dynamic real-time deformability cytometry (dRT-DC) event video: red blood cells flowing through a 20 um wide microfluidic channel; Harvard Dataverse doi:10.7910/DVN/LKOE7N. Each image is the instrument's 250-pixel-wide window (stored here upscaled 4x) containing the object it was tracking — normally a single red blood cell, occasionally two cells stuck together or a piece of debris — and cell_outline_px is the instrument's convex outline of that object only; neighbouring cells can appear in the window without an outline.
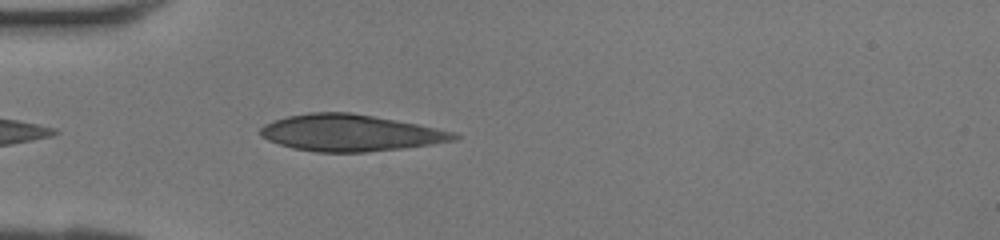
{"species": "human", "species_latin": "Homo sapiens", "temperature_condition": "room temperature", "stored_images_in_passage": 30, "camera_frame_rate_fps": 3000, "um_per_image_px": 0.085, "donor": {"sex": "female"}, "frame": {"image": 1, "passage_image": 3, "time_ms": 0.667, "image_size_px": [1000, 240], "cell_outline_px": [[460, 136], [456, 140], [432, 144], [404, 148], [364, 152], [316, 152], [292, 148], [268, 140], [260, 136], [260, 128], [264, 124], [288, 116], [308, 112], [352, 112], [416, 124], [456, 132]], "centroid_in_image_um": [29.77, 11.29], "position_along_channel_um": 55.2, "area_um2": 41.21}}
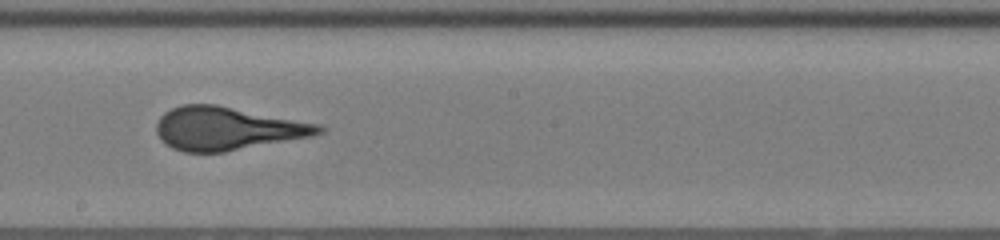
{"frame": {"image": 2, "passage_image": 14, "time_ms": 4.333, "image_size_px": [1000, 240], "cell_outline_px": [[324, 132], [312, 136], [224, 152], [184, 152], [172, 148], [164, 144], [160, 140], [156, 132], [156, 124], [160, 116], [164, 112], [180, 104], [216, 104], [320, 124], [324, 128]], "centroid_in_image_um": [19.28, 10.92], "position_along_channel_um": 228.9, "area_um2": 40.98}}
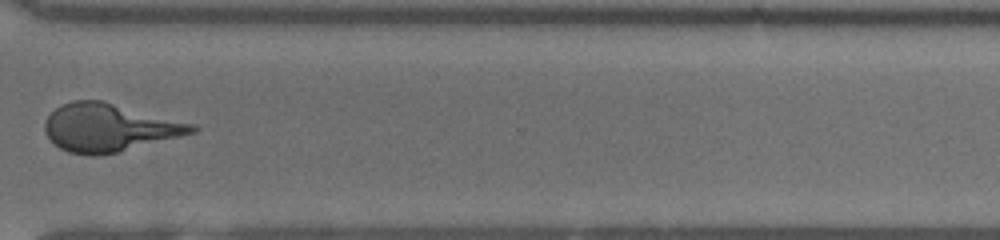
{"frame": {"image": 3, "passage_image": 22, "time_ms": 7.0, "image_size_px": [1000, 240], "cell_outline_px": [[200, 128], [196, 132], [116, 152], [96, 156], [92, 156], [68, 152], [52, 144], [44, 132], [44, 124], [48, 116], [60, 104], [72, 100], [100, 100], [196, 124]], "centroid_in_image_um": [9.24, 10.84], "position_along_channel_um": 361.4, "area_um2": 40.98}}